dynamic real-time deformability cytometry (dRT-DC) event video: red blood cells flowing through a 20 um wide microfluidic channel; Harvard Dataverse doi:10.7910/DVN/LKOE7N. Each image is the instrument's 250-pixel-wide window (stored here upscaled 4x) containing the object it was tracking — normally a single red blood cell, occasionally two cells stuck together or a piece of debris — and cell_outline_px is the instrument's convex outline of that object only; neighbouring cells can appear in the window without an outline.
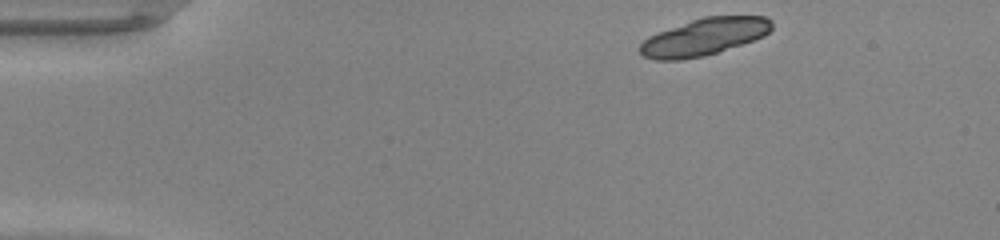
{"species": "common noctule bat (a hibernating species)", "species_latin": "Nyctalus noctula", "temperature_condition": "warm", "stored_images_in_passage": 15, "camera_frame_rate_fps": 3000, "um_per_image_px": 0.085, "animal": {"sex": "male", "body_mass_g": 20.0, "forearm_length_mm": 53.3}, "frame": {"image": 1, "passage_image": 1, "time_ms": 0.0, "image_size_px": [1000, 240], "cell_outline_px": [[772, 28], [764, 36], [704, 56], [680, 60], [656, 60], [644, 56], [640, 52], [640, 44], [648, 36], [692, 20], [704, 16], [764, 16], [772, 20]], "centroid_in_image_um": [59.85, 3.13], "position_along_channel_um": 25.1, "area_um2": 28.09}}